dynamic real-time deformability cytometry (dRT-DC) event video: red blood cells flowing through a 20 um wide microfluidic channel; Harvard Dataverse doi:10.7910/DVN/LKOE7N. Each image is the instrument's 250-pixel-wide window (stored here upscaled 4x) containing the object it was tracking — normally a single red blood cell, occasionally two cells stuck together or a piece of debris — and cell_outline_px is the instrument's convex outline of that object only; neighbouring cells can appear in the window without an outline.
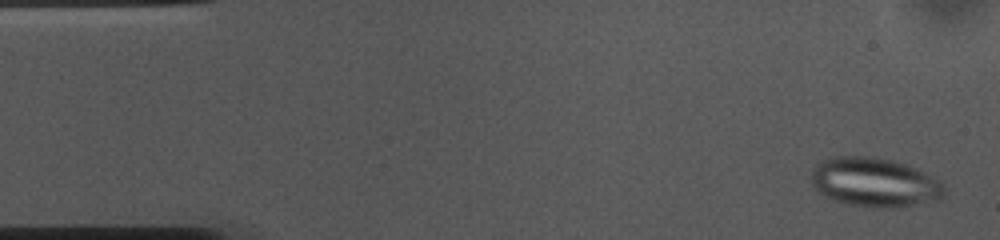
{"species": "common noctule bat (a hibernating species)", "species_latin": "Nyctalus noctula", "temperature_condition": "cold", "stored_images_in_passage": 53, "camera_frame_rate_fps": 3000, "um_per_image_px": 0.085, "animal": {"sex": "female", "body_mass_g": 10.0, "forearm_length_mm": 53.1}, "frame": {"image": 1, "passage_image": 2, "time_ms": 0.333, "image_size_px": [1000, 240], "cell_outline_px": [[944, 196], [940, 200], [896, 208], [872, 208], [848, 204], [832, 200], [824, 196], [812, 184], [812, 172], [816, 164], [824, 160], [836, 156], [872, 156], [892, 160], [916, 168], [940, 180], [944, 188]], "centroid_in_image_um": [74.36, 15.51], "position_along_channel_um": 10.6, "area_um2": 38.38}}
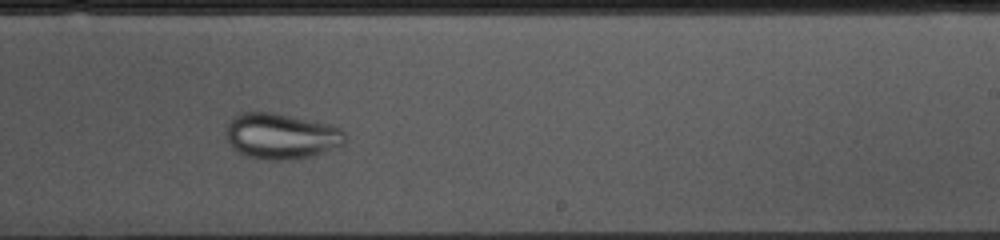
{"frame": {"image": 2, "passage_image": 31, "time_ms": 10.0, "image_size_px": [1000, 240], "cell_outline_px": [[344, 144], [308, 156], [288, 160], [268, 160], [248, 156], [240, 152], [228, 140], [224, 132], [232, 116], [244, 112], [272, 112], [328, 124], [340, 128], [344, 132]], "centroid_in_image_um": [23.86, 11.55], "position_along_channel_um": 265.1, "area_um2": 31.15}}
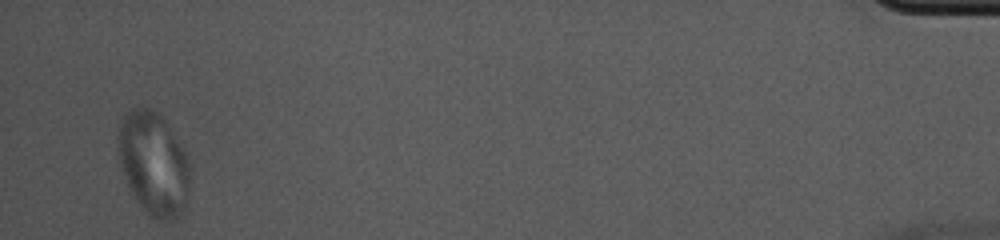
{"frame": {"image": 3, "passage_image": 51, "time_ms": 16.667, "image_size_px": [1000, 240], "cell_outline_px": [[188, 184], [184, 208], [176, 216], [168, 220], [156, 220], [140, 204], [128, 188], [124, 176], [120, 160], [120, 128], [124, 116], [132, 108], [152, 108], [164, 116], [188, 156]], "centroid_in_image_um": [13.07, 13.86], "position_along_channel_um": 422.1, "area_um2": 42.31}}